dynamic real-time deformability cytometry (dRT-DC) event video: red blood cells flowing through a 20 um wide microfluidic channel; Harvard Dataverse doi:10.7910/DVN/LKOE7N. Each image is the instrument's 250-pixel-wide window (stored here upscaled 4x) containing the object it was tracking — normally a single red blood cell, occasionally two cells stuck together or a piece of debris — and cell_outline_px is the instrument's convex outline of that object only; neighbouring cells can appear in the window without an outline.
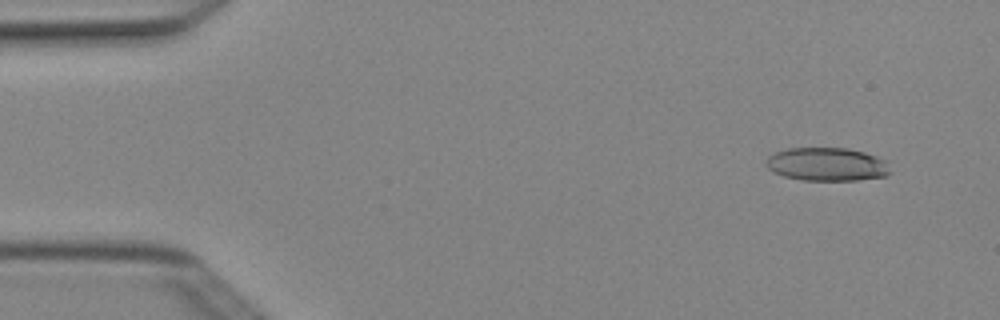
{"species": "Egyptian fruit bat (a non-hibernating species)", "species_latin": "Rousettus aegyptiacus", "temperature_condition": "cold", "stored_images_in_passage": 6, "camera_frame_rate_fps": 3000, "um_per_image_px": 0.085, "animal": {"sex": "female"}, "frame": {"image": 1, "passage_image": 2, "time_ms": 0.333, "image_size_px": [1000, 320], "cell_outline_px": [[892, 172], [888, 176], [856, 180], [800, 180], [784, 176], [768, 168], [764, 164], [764, 160], [768, 156], [776, 152], [788, 148], [848, 148], [864, 152], [888, 160]], "centroid_in_image_um": [70.33, 13.96], "position_along_channel_um": 14.7, "area_um2": 24.45}}
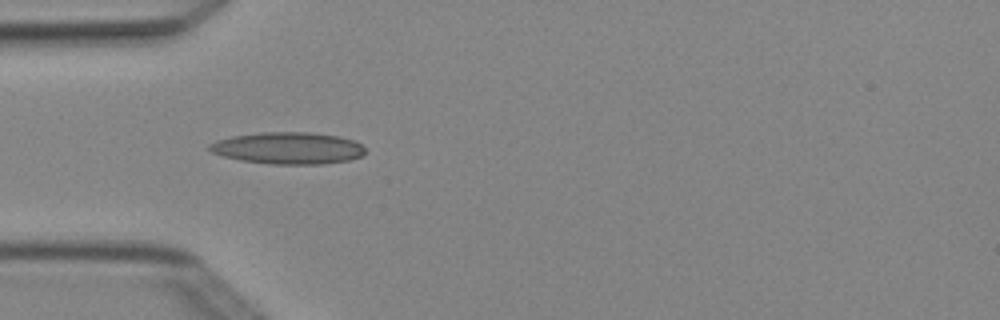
{"frame": {"image": 2, "passage_image": 5, "time_ms": 1.333, "image_size_px": [1000, 320], "cell_outline_px": [[364, 152], [360, 156], [348, 160], [324, 164], [272, 164], [240, 160], [224, 156], [212, 152], [208, 148], [208, 144], [216, 140], [232, 136], [260, 132], [308, 132], [340, 136], [356, 140], [364, 148]], "centroid_in_image_um": [24.48, 12.58], "position_along_channel_um": 60.5, "area_um2": 28.96}}
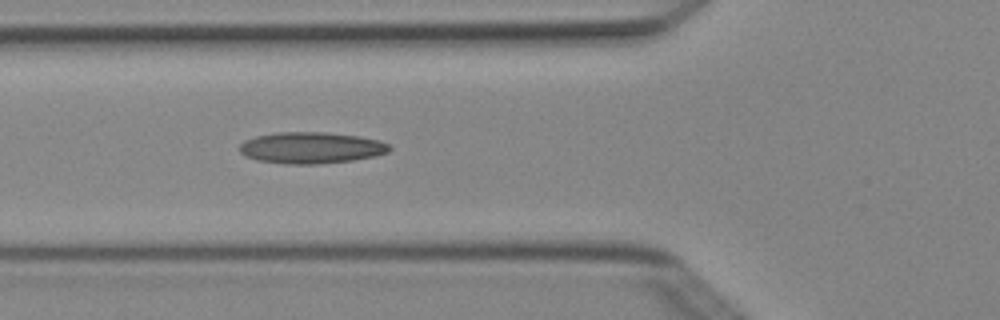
{"frame": {"image": 3, "passage_image": 6, "time_ms": 1.667, "image_size_px": [1000, 320], "cell_outline_px": [[392, 148], [388, 152], [376, 156], [352, 160], [320, 164], [284, 164], [256, 160], [244, 156], [240, 152], [240, 144], [244, 140], [256, 136], [276, 132], [324, 132], [360, 136], [380, 140], [388, 144]], "centroid_in_image_um": [26.44, 12.56], "position_along_channel_um": 99.4, "area_um2": 27.69}}